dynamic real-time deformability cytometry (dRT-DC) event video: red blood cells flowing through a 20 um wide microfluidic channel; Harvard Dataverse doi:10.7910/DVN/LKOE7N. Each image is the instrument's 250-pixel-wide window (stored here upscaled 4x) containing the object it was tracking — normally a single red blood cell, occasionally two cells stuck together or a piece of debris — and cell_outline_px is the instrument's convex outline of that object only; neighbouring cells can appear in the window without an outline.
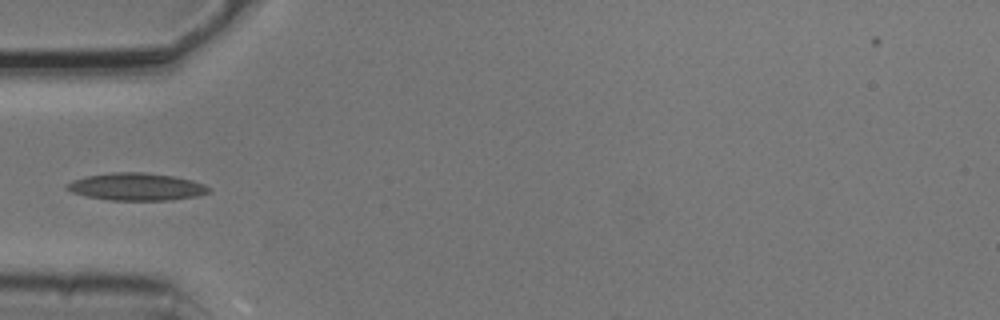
{"species": "common noctule bat (a hibernating species)", "species_latin": "Nyctalus noctula", "temperature_condition": "cold", "stored_images_in_passage": 5, "camera_frame_rate_fps": 3000, "um_per_image_px": 0.085, "animal": {"sex": "male", "body_mass_g": 20.5, "forearm_length_mm": 52.5}, "frame": {"image": 1, "passage_image": 4, "time_ms": 1.0, "image_size_px": [1000, 320], "cell_outline_px": [[208, 192], [196, 196], [168, 200], [108, 200], [88, 196], [72, 192], [64, 188], [64, 184], [72, 180], [88, 176], [112, 172], [144, 172], [172, 176], [192, 180], [204, 184], [208, 188]], "centroid_in_image_um": [11.54, 15.87], "position_along_channel_um": 73.5, "area_um2": 22.48}}
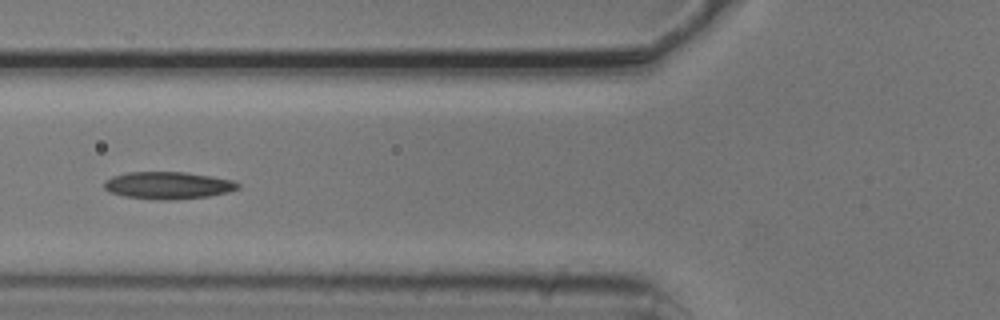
{"frame": {"image": 2, "passage_image": 5, "time_ms": 1.333, "image_size_px": [1000, 320], "cell_outline_px": [[240, 188], [228, 192], [208, 196], [168, 200], [156, 200], [124, 196], [108, 192], [104, 188], [104, 180], [112, 176], [128, 172], [184, 172], [212, 176], [232, 180], [240, 184]], "centroid_in_image_um": [14.26, 15.75], "position_along_channel_um": 111.5, "area_um2": 21.33}}